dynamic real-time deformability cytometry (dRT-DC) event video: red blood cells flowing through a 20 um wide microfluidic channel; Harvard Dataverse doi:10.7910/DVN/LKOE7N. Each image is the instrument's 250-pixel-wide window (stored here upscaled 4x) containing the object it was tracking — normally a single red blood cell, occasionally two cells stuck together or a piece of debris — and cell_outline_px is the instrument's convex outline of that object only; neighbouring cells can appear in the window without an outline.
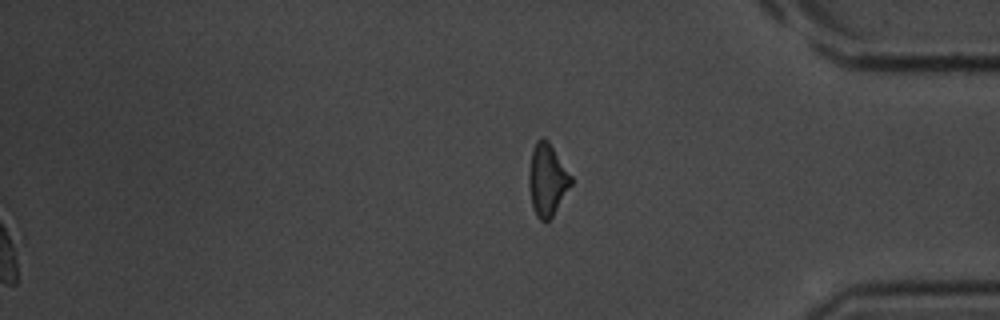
{"species": "common noctule bat (a hibernating species)", "species_latin": "Nyctalus noctula", "temperature_condition": "room temperature", "stored_images_in_passage": 29, "segment_of_instrument_passage": [2, 2], "camera_frame_rate_fps": 3000, "um_per_image_px": 0.085, "animal": {"sex": "male", "body_mass_g": 20.1, "forearm_length_mm": 53.5}, "frame": {"image": 1, "passage_image": 29, "time_ms": 9.333, "image_size_px": [1000, 320], "cell_outline_px": [[572, 184], [552, 216], [548, 220], [540, 220], [536, 216], [532, 208], [528, 184], [528, 172], [532, 148], [536, 140], [548, 140], [572, 176]], "centroid_in_image_um": [46.49, 15.28], "position_along_channel_um": 388.7, "area_um2": 17.69}}